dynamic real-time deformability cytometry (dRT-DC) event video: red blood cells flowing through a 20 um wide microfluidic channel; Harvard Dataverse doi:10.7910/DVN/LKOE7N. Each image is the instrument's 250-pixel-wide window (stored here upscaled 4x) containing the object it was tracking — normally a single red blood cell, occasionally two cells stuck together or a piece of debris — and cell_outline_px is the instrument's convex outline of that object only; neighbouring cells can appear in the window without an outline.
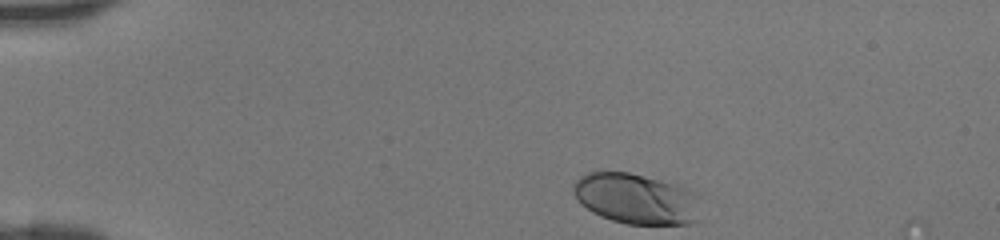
{"species": "human", "species_latin": "Homo sapiens", "temperature_condition": "room temperature", "stored_images_in_passage": 38, "camera_frame_rate_fps": 3000, "um_per_image_px": 0.085, "donor": {"sex": "female"}, "frame": {"image": 1, "passage_image": 1, "time_ms": 0.0, "image_size_px": [1000, 240], "cell_outline_px": [[696, 220], [688, 224], [628, 224], [612, 220], [600, 216], [592, 212], [572, 192], [572, 188], [576, 180], [580, 176], [588, 172], [628, 172], [644, 176], [672, 184], [684, 188]], "centroid_in_image_um": [53.85, 16.89], "position_along_channel_um": 31.1, "area_um2": 35.49}}
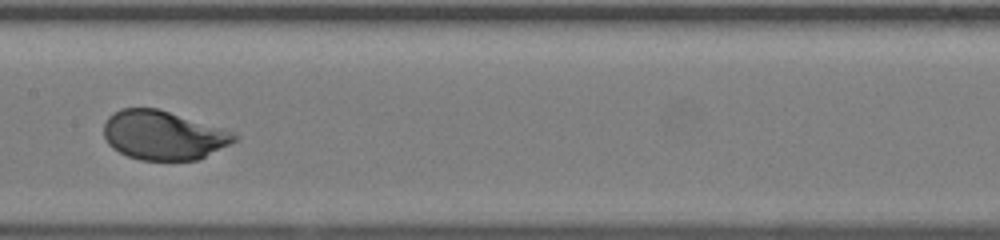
{"frame": {"image": 2, "passage_image": 17, "time_ms": 5.333, "image_size_px": [1000, 240], "cell_outline_px": [[240, 136], [236, 140], [200, 160], [140, 160], [128, 156], [112, 148], [108, 144], [104, 136], [104, 120], [112, 112], [120, 108], [160, 108], [224, 128]], "centroid_in_image_um": [13.88, 11.48], "position_along_channel_um": 193.5, "area_um2": 37.8}}
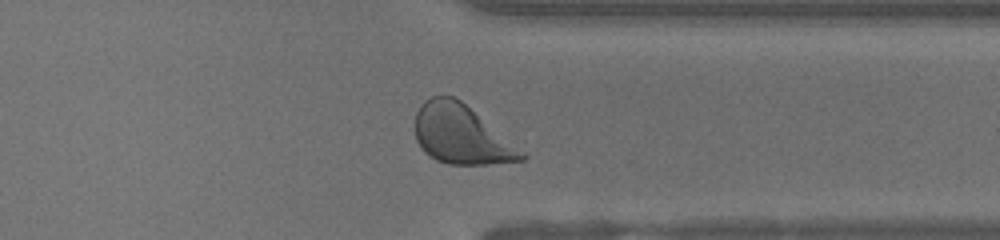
{"frame": {"image": 3, "passage_image": 29, "time_ms": 9.333, "image_size_px": [1000, 240], "cell_outline_px": [[528, 156], [524, 160], [488, 164], [448, 164], [436, 160], [428, 156], [420, 148], [416, 140], [416, 112], [424, 100], [432, 96], [452, 96], [460, 100]], "centroid_in_image_um": [39.15, 11.45], "position_along_channel_um": 372.2, "area_um2": 36.01}}